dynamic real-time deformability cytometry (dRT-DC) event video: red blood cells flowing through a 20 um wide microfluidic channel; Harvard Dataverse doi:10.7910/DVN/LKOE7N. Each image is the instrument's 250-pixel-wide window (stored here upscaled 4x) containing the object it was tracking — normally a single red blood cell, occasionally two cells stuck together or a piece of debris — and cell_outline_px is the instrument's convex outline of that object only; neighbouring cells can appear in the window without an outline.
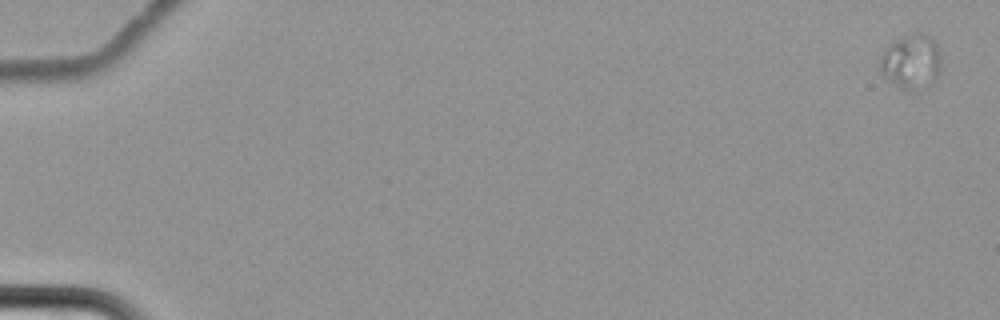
{"species": "common noctule bat (a hibernating species)", "species_latin": "Nyctalus noctula", "temperature_condition": "cold", "stored_images_in_passage": 6, "camera_frame_rate_fps": 3000, "um_per_image_px": 0.085, "animal": {"sex": "female", "body_mass_g": 22.7, "forearm_length_mm": 54.2}, "frame": {"image": 1, "passage_image": 1, "time_ms": 0.0, "image_size_px": [1000, 320], "cell_outline_px": [[940, 68], [936, 76], [932, 80], [912, 96], [904, 92], [884, 76], [880, 72], [880, 56], [884, 48], [896, 40], [912, 32], [920, 32], [932, 36], [936, 40], [940, 56]], "centroid_in_image_um": [77.44, 5.26], "position_along_channel_um": 7.6, "area_um2": 20.0}}
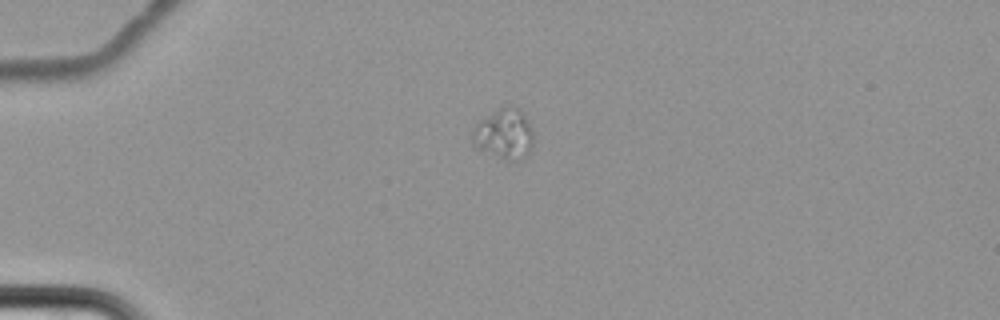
{"frame": {"image": 2, "passage_image": 5, "time_ms": 5.667, "image_size_px": [1000, 320], "cell_outline_px": [[532, 144], [528, 156], [520, 160], [508, 160], [476, 152], [472, 144], [472, 132], [476, 124], [480, 120], [500, 108], [508, 104], [512, 104], [520, 108], [528, 120], [532, 132]], "centroid_in_image_um": [42.82, 11.42], "position_along_channel_um": 42.2, "area_um2": 18.5}}